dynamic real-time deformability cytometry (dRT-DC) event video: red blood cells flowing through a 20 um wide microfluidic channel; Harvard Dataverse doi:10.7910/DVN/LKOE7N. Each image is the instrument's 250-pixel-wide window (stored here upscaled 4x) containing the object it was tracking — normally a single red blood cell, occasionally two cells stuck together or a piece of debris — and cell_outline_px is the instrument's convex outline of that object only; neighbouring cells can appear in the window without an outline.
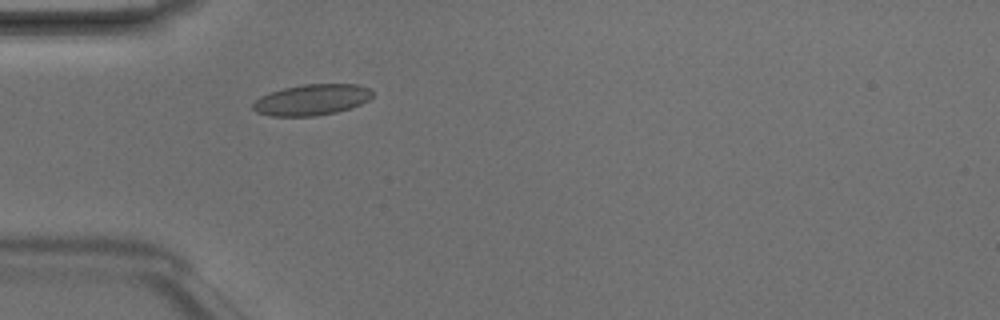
{"species": "Egyptian fruit bat (a non-hibernating species)", "species_latin": "Rousettus aegyptiacus", "temperature_condition": "room temperature", "stored_images_in_passage": 3, "camera_frame_rate_fps": 3000, "um_per_image_px": 0.085, "animal": {"sex": "male"}, "frame": {"image": 1, "passage_image": 3, "time_ms": 0.667, "image_size_px": [1000, 320], "cell_outline_px": [[372, 96], [368, 100], [352, 108], [336, 112], [316, 116], [268, 116], [256, 112], [252, 108], [252, 104], [260, 96], [284, 88], [304, 84], [356, 84], [368, 88], [372, 92]], "centroid_in_image_um": [26.48, 8.49], "position_along_channel_um": 58.5, "area_um2": 21.56}}